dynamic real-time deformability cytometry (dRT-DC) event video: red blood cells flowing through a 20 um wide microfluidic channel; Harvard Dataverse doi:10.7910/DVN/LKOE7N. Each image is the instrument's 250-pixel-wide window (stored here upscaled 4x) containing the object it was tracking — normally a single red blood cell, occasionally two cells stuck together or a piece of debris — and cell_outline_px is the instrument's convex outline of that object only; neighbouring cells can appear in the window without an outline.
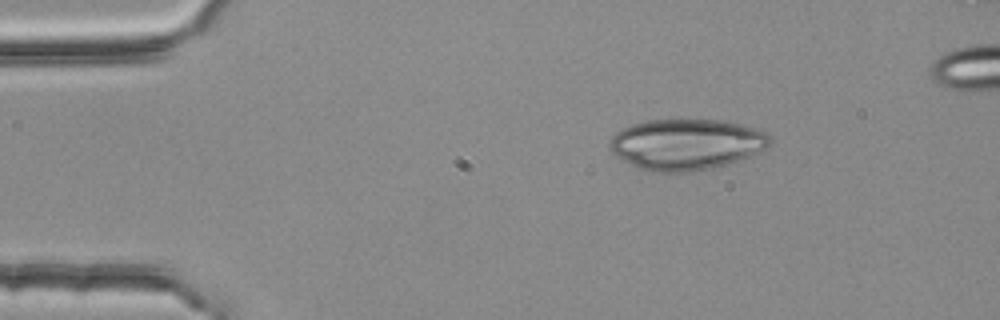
{"species": "common noctule bat (a hibernating species)", "species_latin": "Nyctalus noctula", "temperature_condition": "room temperature", "stored_images_in_passage": 3, "camera_frame_rate_fps": 3000, "um_per_image_px": 0.085, "animal": {"sex": "female", "body_mass_g": 25.1}, "frame": {"image": 1, "passage_image": 1, "time_ms": 0.0, "image_size_px": [1000, 320], "cell_outline_px": [[772, 140], [760, 152], [728, 164], [712, 168], [688, 172], [656, 172], [640, 168], [620, 160], [612, 152], [608, 144], [612, 136], [620, 128], [644, 120], [720, 120], [740, 124], [768, 132], [772, 136]], "centroid_in_image_um": [58.32, 12.27], "position_along_channel_um": 26.7, "area_um2": 47.8}}